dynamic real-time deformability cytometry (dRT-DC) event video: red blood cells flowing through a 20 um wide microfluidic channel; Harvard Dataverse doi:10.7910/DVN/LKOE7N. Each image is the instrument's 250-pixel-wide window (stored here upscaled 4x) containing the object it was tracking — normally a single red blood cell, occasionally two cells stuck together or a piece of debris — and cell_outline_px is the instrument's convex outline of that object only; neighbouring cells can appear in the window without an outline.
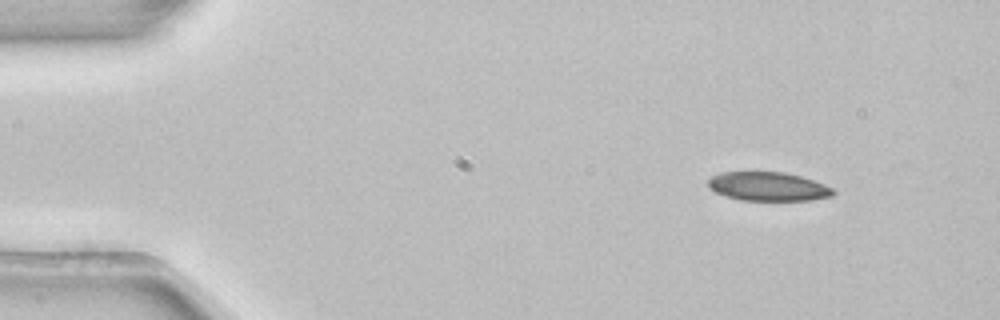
{"species": "common noctule bat (a hibernating species)", "species_latin": "Nyctalus noctula", "temperature_condition": "room temperature", "stored_images_in_passage": 4, "camera_frame_rate_fps": 3000, "um_per_image_px": 0.085, "animal": {"sex": "female", "body_mass_g": 22.7, "forearm_length_mm": 54.2}, "frame": {"image": 1, "passage_image": 1, "time_ms": 0.0, "image_size_px": [1000, 320], "cell_outline_px": [[836, 192], [832, 196], [812, 200], [740, 200], [724, 196], [708, 188], [708, 180], [712, 176], [724, 172], [784, 172], [800, 176], [824, 184], [832, 188]], "centroid_in_image_um": [65.28, 15.86], "position_along_channel_um": 19.7, "area_um2": 20.98}}
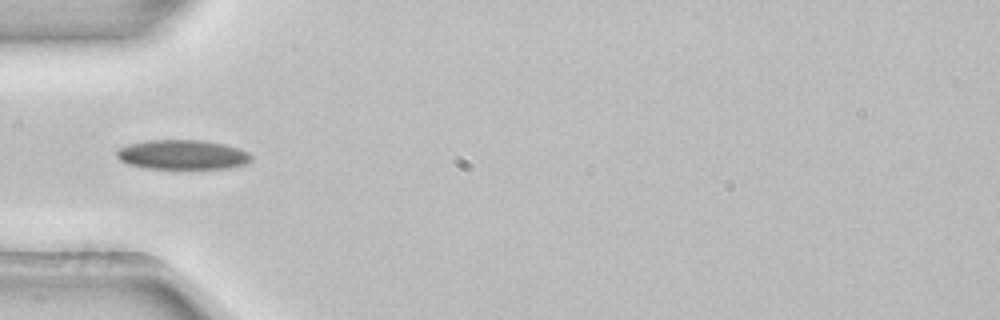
{"frame": {"image": 2, "passage_image": 4, "time_ms": 1.0, "image_size_px": [1000, 320], "cell_outline_px": [[252, 160], [248, 164], [228, 168], [144, 168], [128, 164], [120, 160], [116, 156], [116, 148], [128, 144], [148, 140], [204, 140], [224, 144], [240, 148], [248, 152], [252, 156]], "centroid_in_image_um": [15.51, 13.14], "position_along_channel_um": 69.5, "area_um2": 23.41}}